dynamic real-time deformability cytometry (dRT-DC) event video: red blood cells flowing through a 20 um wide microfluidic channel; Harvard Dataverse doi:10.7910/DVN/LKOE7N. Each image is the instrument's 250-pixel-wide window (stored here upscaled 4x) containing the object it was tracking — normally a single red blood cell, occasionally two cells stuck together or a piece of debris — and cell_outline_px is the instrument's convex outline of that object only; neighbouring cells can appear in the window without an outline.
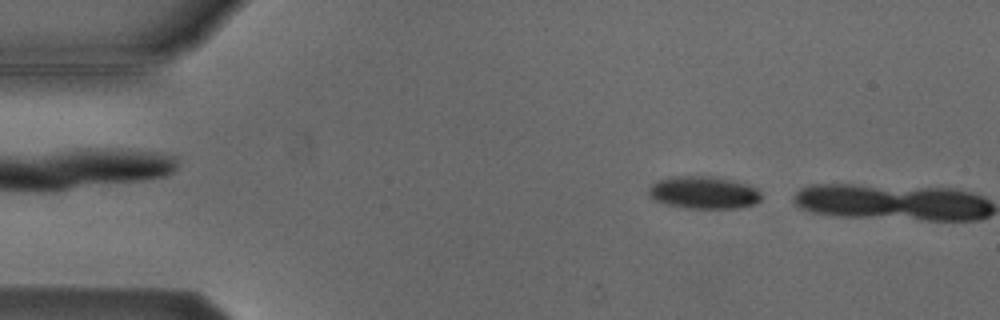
{"species": "Egyptian fruit bat (a non-hibernating species)", "species_latin": "Rousettus aegyptiacus", "temperature_condition": "cold", "stored_images_in_passage": 3, "camera_frame_rate_fps": 3000, "um_per_image_px": 0.085, "animal": {"sex": "male"}, "frame": {"image": 1, "passage_image": 3, "time_ms": 2.333, "image_size_px": [1000, 320], "cell_outline_px": [[764, 196], [756, 204], [740, 208], [684, 208], [652, 200], [648, 196], [648, 188], [652, 184], [660, 180], [676, 176], [712, 176], [732, 180], [748, 184], [756, 188]], "centroid_in_image_um": [59.84, 16.37], "position_along_channel_um": 25.2, "area_um2": 21.56}}